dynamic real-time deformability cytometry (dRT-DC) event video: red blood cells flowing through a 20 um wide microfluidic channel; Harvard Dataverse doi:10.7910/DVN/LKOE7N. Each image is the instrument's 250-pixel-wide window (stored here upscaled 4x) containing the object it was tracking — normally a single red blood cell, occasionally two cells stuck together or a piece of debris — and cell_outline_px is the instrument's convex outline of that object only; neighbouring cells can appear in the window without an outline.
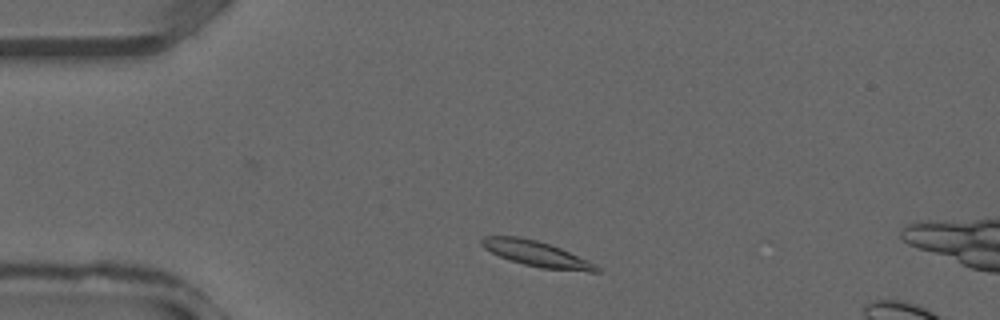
{"species": "common noctule bat (a hibernating species)", "species_latin": "Nyctalus noctula", "temperature_condition": "warm", "stored_images_in_passage": 33, "camera_frame_rate_fps": 3000, "um_per_image_px": 0.085, "animal": {"sex": "male", "forearm_length_mm": 52.5}, "frame": {"image": 1, "passage_image": 3, "time_ms": 0.667, "image_size_px": [1000, 320], "cell_outline_px": [[600, 272], [588, 272], [540, 268], [524, 264], [500, 256], [484, 248], [480, 244], [480, 240], [484, 236], [520, 236], [536, 240], [560, 248], [588, 260], [596, 264], [600, 268]], "centroid_in_image_um": [45.63, 21.58], "position_along_channel_um": 39.4, "area_um2": 16.99}}
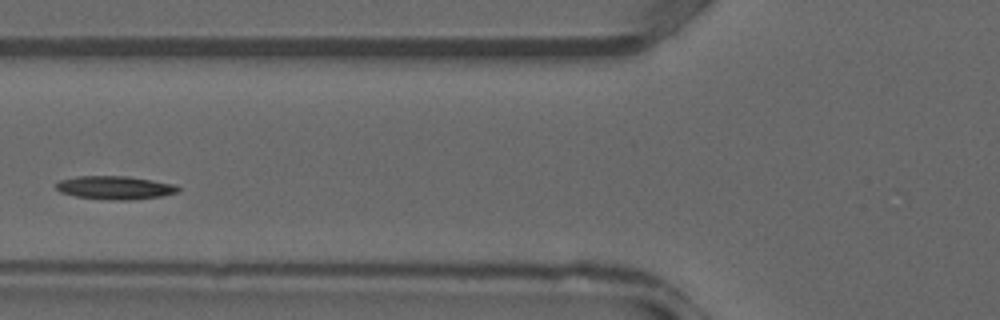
{"frame": {"image": 2, "passage_image": 9, "time_ms": 2.667, "image_size_px": [1000, 320], "cell_outline_px": [[180, 188], [176, 192], [160, 196], [132, 200], [112, 200], [76, 196], [60, 192], [56, 188], [56, 184], [60, 180], [76, 176], [128, 176], [176, 184]], "centroid_in_image_um": [9.77, 15.94], "position_along_channel_um": 116.0, "area_um2": 16.53}}
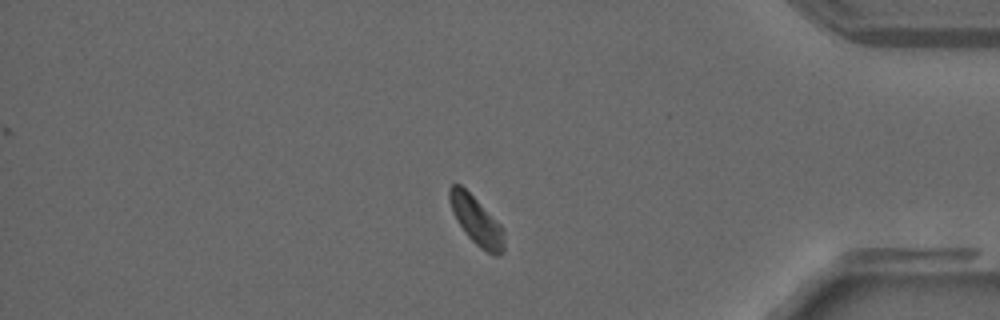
{"frame": {"image": 3, "passage_image": 26, "time_ms": 8.333, "image_size_px": [1000, 320], "cell_outline_px": [[504, 248], [496, 256], [480, 248], [468, 236], [456, 220], [452, 212], [448, 196], [448, 188], [452, 184], [460, 184], [500, 224], [504, 232]], "centroid_in_image_um": [40.46, 18.74], "position_along_channel_um": 394.7, "area_um2": 15.03}}